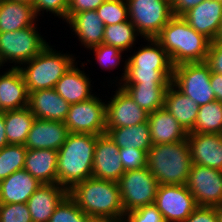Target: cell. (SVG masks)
Segmentation results:
<instances>
[{"label":"cell","instance_id":"obj_10","mask_svg":"<svg viewBox=\"0 0 222 222\" xmlns=\"http://www.w3.org/2000/svg\"><path fill=\"white\" fill-rule=\"evenodd\" d=\"M36 24L17 31L0 33V60L2 64L23 63L38 55L47 45L35 27Z\"/></svg>","mask_w":222,"mask_h":222},{"label":"cell","instance_id":"obj_7","mask_svg":"<svg viewBox=\"0 0 222 222\" xmlns=\"http://www.w3.org/2000/svg\"><path fill=\"white\" fill-rule=\"evenodd\" d=\"M118 184L125 214L154 204L159 183L147 166L124 172Z\"/></svg>","mask_w":222,"mask_h":222},{"label":"cell","instance_id":"obj_22","mask_svg":"<svg viewBox=\"0 0 222 222\" xmlns=\"http://www.w3.org/2000/svg\"><path fill=\"white\" fill-rule=\"evenodd\" d=\"M41 184L25 169L17 170L0 181V204L27 203Z\"/></svg>","mask_w":222,"mask_h":222},{"label":"cell","instance_id":"obj_3","mask_svg":"<svg viewBox=\"0 0 222 222\" xmlns=\"http://www.w3.org/2000/svg\"><path fill=\"white\" fill-rule=\"evenodd\" d=\"M97 135L69 133L58 150L57 184L67 191L92 177Z\"/></svg>","mask_w":222,"mask_h":222},{"label":"cell","instance_id":"obj_23","mask_svg":"<svg viewBox=\"0 0 222 222\" xmlns=\"http://www.w3.org/2000/svg\"><path fill=\"white\" fill-rule=\"evenodd\" d=\"M148 125L153 145L175 143L187 139V132L164 108L149 113Z\"/></svg>","mask_w":222,"mask_h":222},{"label":"cell","instance_id":"obj_18","mask_svg":"<svg viewBox=\"0 0 222 222\" xmlns=\"http://www.w3.org/2000/svg\"><path fill=\"white\" fill-rule=\"evenodd\" d=\"M69 130L62 121L43 120L35 118L28 133L25 147L27 149H53L65 143Z\"/></svg>","mask_w":222,"mask_h":222},{"label":"cell","instance_id":"obj_46","mask_svg":"<svg viewBox=\"0 0 222 222\" xmlns=\"http://www.w3.org/2000/svg\"><path fill=\"white\" fill-rule=\"evenodd\" d=\"M210 85L216 100L222 103V74L211 72Z\"/></svg>","mask_w":222,"mask_h":222},{"label":"cell","instance_id":"obj_1","mask_svg":"<svg viewBox=\"0 0 222 222\" xmlns=\"http://www.w3.org/2000/svg\"><path fill=\"white\" fill-rule=\"evenodd\" d=\"M68 195L91 218L124 219L125 211L116 181L90 177L74 185Z\"/></svg>","mask_w":222,"mask_h":222},{"label":"cell","instance_id":"obj_19","mask_svg":"<svg viewBox=\"0 0 222 222\" xmlns=\"http://www.w3.org/2000/svg\"><path fill=\"white\" fill-rule=\"evenodd\" d=\"M69 106L54 88L29 92L28 108L37 119L64 122Z\"/></svg>","mask_w":222,"mask_h":222},{"label":"cell","instance_id":"obj_24","mask_svg":"<svg viewBox=\"0 0 222 222\" xmlns=\"http://www.w3.org/2000/svg\"><path fill=\"white\" fill-rule=\"evenodd\" d=\"M58 151L27 149L24 169L42 184H57Z\"/></svg>","mask_w":222,"mask_h":222},{"label":"cell","instance_id":"obj_35","mask_svg":"<svg viewBox=\"0 0 222 222\" xmlns=\"http://www.w3.org/2000/svg\"><path fill=\"white\" fill-rule=\"evenodd\" d=\"M96 11L105 26L129 20L128 4L126 0H106Z\"/></svg>","mask_w":222,"mask_h":222},{"label":"cell","instance_id":"obj_13","mask_svg":"<svg viewBox=\"0 0 222 222\" xmlns=\"http://www.w3.org/2000/svg\"><path fill=\"white\" fill-rule=\"evenodd\" d=\"M186 187L197 206L216 207L222 204V171L192 164Z\"/></svg>","mask_w":222,"mask_h":222},{"label":"cell","instance_id":"obj_9","mask_svg":"<svg viewBox=\"0 0 222 222\" xmlns=\"http://www.w3.org/2000/svg\"><path fill=\"white\" fill-rule=\"evenodd\" d=\"M211 71L204 62L183 63L173 67L172 83L199 106L216 100L210 85Z\"/></svg>","mask_w":222,"mask_h":222},{"label":"cell","instance_id":"obj_31","mask_svg":"<svg viewBox=\"0 0 222 222\" xmlns=\"http://www.w3.org/2000/svg\"><path fill=\"white\" fill-rule=\"evenodd\" d=\"M28 107L4 111V121L8 144L25 145L28 133L35 120Z\"/></svg>","mask_w":222,"mask_h":222},{"label":"cell","instance_id":"obj_42","mask_svg":"<svg viewBox=\"0 0 222 222\" xmlns=\"http://www.w3.org/2000/svg\"><path fill=\"white\" fill-rule=\"evenodd\" d=\"M211 72L222 74V43L211 41L205 61Z\"/></svg>","mask_w":222,"mask_h":222},{"label":"cell","instance_id":"obj_20","mask_svg":"<svg viewBox=\"0 0 222 222\" xmlns=\"http://www.w3.org/2000/svg\"><path fill=\"white\" fill-rule=\"evenodd\" d=\"M68 195L59 184H41L30 196L27 206L33 222H49L56 207Z\"/></svg>","mask_w":222,"mask_h":222},{"label":"cell","instance_id":"obj_30","mask_svg":"<svg viewBox=\"0 0 222 222\" xmlns=\"http://www.w3.org/2000/svg\"><path fill=\"white\" fill-rule=\"evenodd\" d=\"M106 133L120 148H136L148 153L153 146L148 122L122 128H106Z\"/></svg>","mask_w":222,"mask_h":222},{"label":"cell","instance_id":"obj_33","mask_svg":"<svg viewBox=\"0 0 222 222\" xmlns=\"http://www.w3.org/2000/svg\"><path fill=\"white\" fill-rule=\"evenodd\" d=\"M137 35H139V33L130 20L122 23L106 25L103 44L126 51L134 45Z\"/></svg>","mask_w":222,"mask_h":222},{"label":"cell","instance_id":"obj_6","mask_svg":"<svg viewBox=\"0 0 222 222\" xmlns=\"http://www.w3.org/2000/svg\"><path fill=\"white\" fill-rule=\"evenodd\" d=\"M75 58L54 52L51 46L47 45L38 55L30 61L27 67H18L25 81L28 93L37 90L52 89L59 79L73 66Z\"/></svg>","mask_w":222,"mask_h":222},{"label":"cell","instance_id":"obj_15","mask_svg":"<svg viewBox=\"0 0 222 222\" xmlns=\"http://www.w3.org/2000/svg\"><path fill=\"white\" fill-rule=\"evenodd\" d=\"M119 149L107 133L97 135L92 177L116 182L120 180L125 171Z\"/></svg>","mask_w":222,"mask_h":222},{"label":"cell","instance_id":"obj_21","mask_svg":"<svg viewBox=\"0 0 222 222\" xmlns=\"http://www.w3.org/2000/svg\"><path fill=\"white\" fill-rule=\"evenodd\" d=\"M29 93L18 67L0 75V109L18 110L28 107Z\"/></svg>","mask_w":222,"mask_h":222},{"label":"cell","instance_id":"obj_39","mask_svg":"<svg viewBox=\"0 0 222 222\" xmlns=\"http://www.w3.org/2000/svg\"><path fill=\"white\" fill-rule=\"evenodd\" d=\"M124 171L137 170L147 166L148 153L136 148L119 149Z\"/></svg>","mask_w":222,"mask_h":222},{"label":"cell","instance_id":"obj_12","mask_svg":"<svg viewBox=\"0 0 222 222\" xmlns=\"http://www.w3.org/2000/svg\"><path fill=\"white\" fill-rule=\"evenodd\" d=\"M154 205L164 222H184L198 207L186 185H159Z\"/></svg>","mask_w":222,"mask_h":222},{"label":"cell","instance_id":"obj_26","mask_svg":"<svg viewBox=\"0 0 222 222\" xmlns=\"http://www.w3.org/2000/svg\"><path fill=\"white\" fill-rule=\"evenodd\" d=\"M164 108L187 133L194 128L199 105L183 94L173 83L170 84L165 94Z\"/></svg>","mask_w":222,"mask_h":222},{"label":"cell","instance_id":"obj_11","mask_svg":"<svg viewBox=\"0 0 222 222\" xmlns=\"http://www.w3.org/2000/svg\"><path fill=\"white\" fill-rule=\"evenodd\" d=\"M93 96L71 104L64 123L69 133L101 135L106 133V104Z\"/></svg>","mask_w":222,"mask_h":222},{"label":"cell","instance_id":"obj_41","mask_svg":"<svg viewBox=\"0 0 222 222\" xmlns=\"http://www.w3.org/2000/svg\"><path fill=\"white\" fill-rule=\"evenodd\" d=\"M33 6L37 16L39 12L46 10L67 21L69 0H35Z\"/></svg>","mask_w":222,"mask_h":222},{"label":"cell","instance_id":"obj_51","mask_svg":"<svg viewBox=\"0 0 222 222\" xmlns=\"http://www.w3.org/2000/svg\"><path fill=\"white\" fill-rule=\"evenodd\" d=\"M14 1H19V2H23V3H28V4H30V5L33 6V3H34L35 0H14Z\"/></svg>","mask_w":222,"mask_h":222},{"label":"cell","instance_id":"obj_32","mask_svg":"<svg viewBox=\"0 0 222 222\" xmlns=\"http://www.w3.org/2000/svg\"><path fill=\"white\" fill-rule=\"evenodd\" d=\"M189 133L222 134V103L214 100L199 106L194 128Z\"/></svg>","mask_w":222,"mask_h":222},{"label":"cell","instance_id":"obj_37","mask_svg":"<svg viewBox=\"0 0 222 222\" xmlns=\"http://www.w3.org/2000/svg\"><path fill=\"white\" fill-rule=\"evenodd\" d=\"M0 222H33L27 203L0 204Z\"/></svg>","mask_w":222,"mask_h":222},{"label":"cell","instance_id":"obj_40","mask_svg":"<svg viewBox=\"0 0 222 222\" xmlns=\"http://www.w3.org/2000/svg\"><path fill=\"white\" fill-rule=\"evenodd\" d=\"M124 222H164L160 211L154 204L146 205L126 213Z\"/></svg>","mask_w":222,"mask_h":222},{"label":"cell","instance_id":"obj_17","mask_svg":"<svg viewBox=\"0 0 222 222\" xmlns=\"http://www.w3.org/2000/svg\"><path fill=\"white\" fill-rule=\"evenodd\" d=\"M193 164L222 171V134L188 133Z\"/></svg>","mask_w":222,"mask_h":222},{"label":"cell","instance_id":"obj_8","mask_svg":"<svg viewBox=\"0 0 222 222\" xmlns=\"http://www.w3.org/2000/svg\"><path fill=\"white\" fill-rule=\"evenodd\" d=\"M129 20L144 38H155L174 16L171 0H126Z\"/></svg>","mask_w":222,"mask_h":222},{"label":"cell","instance_id":"obj_34","mask_svg":"<svg viewBox=\"0 0 222 222\" xmlns=\"http://www.w3.org/2000/svg\"><path fill=\"white\" fill-rule=\"evenodd\" d=\"M26 152L25 145L20 144H8L0 150V181L24 169Z\"/></svg>","mask_w":222,"mask_h":222},{"label":"cell","instance_id":"obj_45","mask_svg":"<svg viewBox=\"0 0 222 222\" xmlns=\"http://www.w3.org/2000/svg\"><path fill=\"white\" fill-rule=\"evenodd\" d=\"M204 0H171V9L174 16H182L192 7L199 5Z\"/></svg>","mask_w":222,"mask_h":222},{"label":"cell","instance_id":"obj_47","mask_svg":"<svg viewBox=\"0 0 222 222\" xmlns=\"http://www.w3.org/2000/svg\"><path fill=\"white\" fill-rule=\"evenodd\" d=\"M8 145L7 136H6V128L4 121V112H0V150Z\"/></svg>","mask_w":222,"mask_h":222},{"label":"cell","instance_id":"obj_36","mask_svg":"<svg viewBox=\"0 0 222 222\" xmlns=\"http://www.w3.org/2000/svg\"><path fill=\"white\" fill-rule=\"evenodd\" d=\"M91 219L67 195L56 207L49 222H89Z\"/></svg>","mask_w":222,"mask_h":222},{"label":"cell","instance_id":"obj_4","mask_svg":"<svg viewBox=\"0 0 222 222\" xmlns=\"http://www.w3.org/2000/svg\"><path fill=\"white\" fill-rule=\"evenodd\" d=\"M192 164L187 139L153 145L148 151L147 167L159 185H186Z\"/></svg>","mask_w":222,"mask_h":222},{"label":"cell","instance_id":"obj_28","mask_svg":"<svg viewBox=\"0 0 222 222\" xmlns=\"http://www.w3.org/2000/svg\"><path fill=\"white\" fill-rule=\"evenodd\" d=\"M34 6L14 0H0V33L17 31L35 24Z\"/></svg>","mask_w":222,"mask_h":222},{"label":"cell","instance_id":"obj_16","mask_svg":"<svg viewBox=\"0 0 222 222\" xmlns=\"http://www.w3.org/2000/svg\"><path fill=\"white\" fill-rule=\"evenodd\" d=\"M182 17L198 33L203 34L210 41H215L222 24V2L204 0L189 9Z\"/></svg>","mask_w":222,"mask_h":222},{"label":"cell","instance_id":"obj_48","mask_svg":"<svg viewBox=\"0 0 222 222\" xmlns=\"http://www.w3.org/2000/svg\"><path fill=\"white\" fill-rule=\"evenodd\" d=\"M89 222H124V221L109 219V218H92Z\"/></svg>","mask_w":222,"mask_h":222},{"label":"cell","instance_id":"obj_43","mask_svg":"<svg viewBox=\"0 0 222 222\" xmlns=\"http://www.w3.org/2000/svg\"><path fill=\"white\" fill-rule=\"evenodd\" d=\"M184 222H220L215 207L198 206Z\"/></svg>","mask_w":222,"mask_h":222},{"label":"cell","instance_id":"obj_25","mask_svg":"<svg viewBox=\"0 0 222 222\" xmlns=\"http://www.w3.org/2000/svg\"><path fill=\"white\" fill-rule=\"evenodd\" d=\"M82 45L88 49L103 43L105 24L96 10L73 14L67 21Z\"/></svg>","mask_w":222,"mask_h":222},{"label":"cell","instance_id":"obj_50","mask_svg":"<svg viewBox=\"0 0 222 222\" xmlns=\"http://www.w3.org/2000/svg\"><path fill=\"white\" fill-rule=\"evenodd\" d=\"M215 41L222 43V24H221V28H220L219 34H218V36H217Z\"/></svg>","mask_w":222,"mask_h":222},{"label":"cell","instance_id":"obj_27","mask_svg":"<svg viewBox=\"0 0 222 222\" xmlns=\"http://www.w3.org/2000/svg\"><path fill=\"white\" fill-rule=\"evenodd\" d=\"M91 81L76 65L72 67L59 79L54 89L70 105L83 102L92 98L90 91Z\"/></svg>","mask_w":222,"mask_h":222},{"label":"cell","instance_id":"obj_2","mask_svg":"<svg viewBox=\"0 0 222 222\" xmlns=\"http://www.w3.org/2000/svg\"><path fill=\"white\" fill-rule=\"evenodd\" d=\"M155 39L166 51L173 67L206 61L211 42L194 30L182 16H173Z\"/></svg>","mask_w":222,"mask_h":222},{"label":"cell","instance_id":"obj_5","mask_svg":"<svg viewBox=\"0 0 222 222\" xmlns=\"http://www.w3.org/2000/svg\"><path fill=\"white\" fill-rule=\"evenodd\" d=\"M143 46L125 61L123 83H172L173 65L164 48L155 38H145Z\"/></svg>","mask_w":222,"mask_h":222},{"label":"cell","instance_id":"obj_29","mask_svg":"<svg viewBox=\"0 0 222 222\" xmlns=\"http://www.w3.org/2000/svg\"><path fill=\"white\" fill-rule=\"evenodd\" d=\"M171 83H123L134 102L148 113L164 107L165 94Z\"/></svg>","mask_w":222,"mask_h":222},{"label":"cell","instance_id":"obj_44","mask_svg":"<svg viewBox=\"0 0 222 222\" xmlns=\"http://www.w3.org/2000/svg\"><path fill=\"white\" fill-rule=\"evenodd\" d=\"M106 0H69L67 20L76 13L96 10Z\"/></svg>","mask_w":222,"mask_h":222},{"label":"cell","instance_id":"obj_14","mask_svg":"<svg viewBox=\"0 0 222 222\" xmlns=\"http://www.w3.org/2000/svg\"><path fill=\"white\" fill-rule=\"evenodd\" d=\"M149 113L119 87L106 104V128H122L148 122Z\"/></svg>","mask_w":222,"mask_h":222},{"label":"cell","instance_id":"obj_49","mask_svg":"<svg viewBox=\"0 0 222 222\" xmlns=\"http://www.w3.org/2000/svg\"><path fill=\"white\" fill-rule=\"evenodd\" d=\"M215 209L217 210L219 221L222 222V204L216 206Z\"/></svg>","mask_w":222,"mask_h":222},{"label":"cell","instance_id":"obj_38","mask_svg":"<svg viewBox=\"0 0 222 222\" xmlns=\"http://www.w3.org/2000/svg\"><path fill=\"white\" fill-rule=\"evenodd\" d=\"M90 50H93L96 56L97 61L100 64V67H103V69H113L120 64L122 59L121 53L123 52L117 47L100 44L98 46L90 48Z\"/></svg>","mask_w":222,"mask_h":222}]
</instances>
